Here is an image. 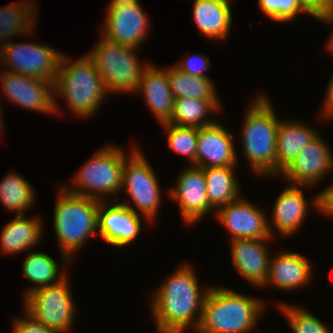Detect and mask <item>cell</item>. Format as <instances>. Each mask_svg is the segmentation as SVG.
<instances>
[{
  "mask_svg": "<svg viewBox=\"0 0 333 333\" xmlns=\"http://www.w3.org/2000/svg\"><path fill=\"white\" fill-rule=\"evenodd\" d=\"M167 276L150 298L149 310L157 333L196 331L210 286L201 288L197 273L186 263L177 265Z\"/></svg>",
  "mask_w": 333,
  "mask_h": 333,
  "instance_id": "obj_1",
  "label": "cell"
},
{
  "mask_svg": "<svg viewBox=\"0 0 333 333\" xmlns=\"http://www.w3.org/2000/svg\"><path fill=\"white\" fill-rule=\"evenodd\" d=\"M109 94L94 61L87 54L71 60L68 54L63 53L54 82L56 114L60 115L62 109L56 99L59 97L65 100L67 110L70 109L73 116L89 119L97 114Z\"/></svg>",
  "mask_w": 333,
  "mask_h": 333,
  "instance_id": "obj_2",
  "label": "cell"
},
{
  "mask_svg": "<svg viewBox=\"0 0 333 333\" xmlns=\"http://www.w3.org/2000/svg\"><path fill=\"white\" fill-rule=\"evenodd\" d=\"M266 309V301L256 296L212 285L195 333H252Z\"/></svg>",
  "mask_w": 333,
  "mask_h": 333,
  "instance_id": "obj_3",
  "label": "cell"
},
{
  "mask_svg": "<svg viewBox=\"0 0 333 333\" xmlns=\"http://www.w3.org/2000/svg\"><path fill=\"white\" fill-rule=\"evenodd\" d=\"M251 99L241 126V149L252 173L261 177H275L276 140L280 119L264 92L255 94Z\"/></svg>",
  "mask_w": 333,
  "mask_h": 333,
  "instance_id": "obj_4",
  "label": "cell"
},
{
  "mask_svg": "<svg viewBox=\"0 0 333 333\" xmlns=\"http://www.w3.org/2000/svg\"><path fill=\"white\" fill-rule=\"evenodd\" d=\"M57 191L53 229L60 253L72 261L89 238L98 236L101 200L69 193L61 185Z\"/></svg>",
  "mask_w": 333,
  "mask_h": 333,
  "instance_id": "obj_5",
  "label": "cell"
},
{
  "mask_svg": "<svg viewBox=\"0 0 333 333\" xmlns=\"http://www.w3.org/2000/svg\"><path fill=\"white\" fill-rule=\"evenodd\" d=\"M111 143L99 147L73 175L70 183L61 186L75 195L101 201L116 199L119 201L117 194L121 192L123 165L137 145L132 146L127 154V150L125 151L122 146Z\"/></svg>",
  "mask_w": 333,
  "mask_h": 333,
  "instance_id": "obj_6",
  "label": "cell"
},
{
  "mask_svg": "<svg viewBox=\"0 0 333 333\" xmlns=\"http://www.w3.org/2000/svg\"><path fill=\"white\" fill-rule=\"evenodd\" d=\"M138 51L108 40L101 34L97 44L87 53L110 95L137 92L142 73L150 64L149 60L144 63L139 59Z\"/></svg>",
  "mask_w": 333,
  "mask_h": 333,
  "instance_id": "obj_7",
  "label": "cell"
},
{
  "mask_svg": "<svg viewBox=\"0 0 333 333\" xmlns=\"http://www.w3.org/2000/svg\"><path fill=\"white\" fill-rule=\"evenodd\" d=\"M69 278L68 275L61 282L38 288L22 298L24 311L55 333H71L75 326L78 310Z\"/></svg>",
  "mask_w": 333,
  "mask_h": 333,
  "instance_id": "obj_8",
  "label": "cell"
},
{
  "mask_svg": "<svg viewBox=\"0 0 333 333\" xmlns=\"http://www.w3.org/2000/svg\"><path fill=\"white\" fill-rule=\"evenodd\" d=\"M148 159L136 148L126 159L122 170V187L132 204L120 202L132 211L145 216L151 223L157 219L162 201L159 180ZM139 212V213H138Z\"/></svg>",
  "mask_w": 333,
  "mask_h": 333,
  "instance_id": "obj_9",
  "label": "cell"
},
{
  "mask_svg": "<svg viewBox=\"0 0 333 333\" xmlns=\"http://www.w3.org/2000/svg\"><path fill=\"white\" fill-rule=\"evenodd\" d=\"M100 34L108 40L140 50L151 24L140 0H110Z\"/></svg>",
  "mask_w": 333,
  "mask_h": 333,
  "instance_id": "obj_10",
  "label": "cell"
},
{
  "mask_svg": "<svg viewBox=\"0 0 333 333\" xmlns=\"http://www.w3.org/2000/svg\"><path fill=\"white\" fill-rule=\"evenodd\" d=\"M63 51L35 42L10 41L0 48L4 70L55 82Z\"/></svg>",
  "mask_w": 333,
  "mask_h": 333,
  "instance_id": "obj_11",
  "label": "cell"
},
{
  "mask_svg": "<svg viewBox=\"0 0 333 333\" xmlns=\"http://www.w3.org/2000/svg\"><path fill=\"white\" fill-rule=\"evenodd\" d=\"M187 166L178 174L176 184L170 186L166 194L170 200L178 203L184 225L192 227L214 209L208 202L203 168Z\"/></svg>",
  "mask_w": 333,
  "mask_h": 333,
  "instance_id": "obj_12",
  "label": "cell"
},
{
  "mask_svg": "<svg viewBox=\"0 0 333 333\" xmlns=\"http://www.w3.org/2000/svg\"><path fill=\"white\" fill-rule=\"evenodd\" d=\"M2 71L0 82L3 98L31 112L56 115L52 81Z\"/></svg>",
  "mask_w": 333,
  "mask_h": 333,
  "instance_id": "obj_13",
  "label": "cell"
},
{
  "mask_svg": "<svg viewBox=\"0 0 333 333\" xmlns=\"http://www.w3.org/2000/svg\"><path fill=\"white\" fill-rule=\"evenodd\" d=\"M332 171L333 151L319 133L279 176L287 183L312 188Z\"/></svg>",
  "mask_w": 333,
  "mask_h": 333,
  "instance_id": "obj_14",
  "label": "cell"
},
{
  "mask_svg": "<svg viewBox=\"0 0 333 333\" xmlns=\"http://www.w3.org/2000/svg\"><path fill=\"white\" fill-rule=\"evenodd\" d=\"M117 200L100 201L98 208V236L114 247H125L140 236L143 220L151 222L135 213ZM142 221V222H141ZM142 223V224H141Z\"/></svg>",
  "mask_w": 333,
  "mask_h": 333,
  "instance_id": "obj_15",
  "label": "cell"
},
{
  "mask_svg": "<svg viewBox=\"0 0 333 333\" xmlns=\"http://www.w3.org/2000/svg\"><path fill=\"white\" fill-rule=\"evenodd\" d=\"M240 197L218 208L216 219L226 228L228 238L273 239L268 228V216L250 200ZM250 201V202H249Z\"/></svg>",
  "mask_w": 333,
  "mask_h": 333,
  "instance_id": "obj_16",
  "label": "cell"
},
{
  "mask_svg": "<svg viewBox=\"0 0 333 333\" xmlns=\"http://www.w3.org/2000/svg\"><path fill=\"white\" fill-rule=\"evenodd\" d=\"M308 186L294 185L287 186L276 197L272 216L268 220V228L272 238H275L274 231L282 237H292L299 228L303 227L307 215H309L310 203H308L304 190ZM304 222V223H303Z\"/></svg>",
  "mask_w": 333,
  "mask_h": 333,
  "instance_id": "obj_17",
  "label": "cell"
},
{
  "mask_svg": "<svg viewBox=\"0 0 333 333\" xmlns=\"http://www.w3.org/2000/svg\"><path fill=\"white\" fill-rule=\"evenodd\" d=\"M220 121L198 128L196 167L238 166L235 140Z\"/></svg>",
  "mask_w": 333,
  "mask_h": 333,
  "instance_id": "obj_18",
  "label": "cell"
},
{
  "mask_svg": "<svg viewBox=\"0 0 333 333\" xmlns=\"http://www.w3.org/2000/svg\"><path fill=\"white\" fill-rule=\"evenodd\" d=\"M272 240L244 238L229 242L232 266L250 285L263 288L268 278L272 255L268 243Z\"/></svg>",
  "mask_w": 333,
  "mask_h": 333,
  "instance_id": "obj_19",
  "label": "cell"
},
{
  "mask_svg": "<svg viewBox=\"0 0 333 333\" xmlns=\"http://www.w3.org/2000/svg\"><path fill=\"white\" fill-rule=\"evenodd\" d=\"M315 264L304 254L284 251L273 254L270 259L268 278L263 287H274L281 291H295L311 284Z\"/></svg>",
  "mask_w": 333,
  "mask_h": 333,
  "instance_id": "obj_20",
  "label": "cell"
},
{
  "mask_svg": "<svg viewBox=\"0 0 333 333\" xmlns=\"http://www.w3.org/2000/svg\"><path fill=\"white\" fill-rule=\"evenodd\" d=\"M135 94L142 95L150 112L158 123H168L174 110V97L170 88L166 68H158L154 63L144 69L138 90Z\"/></svg>",
  "mask_w": 333,
  "mask_h": 333,
  "instance_id": "obj_21",
  "label": "cell"
},
{
  "mask_svg": "<svg viewBox=\"0 0 333 333\" xmlns=\"http://www.w3.org/2000/svg\"><path fill=\"white\" fill-rule=\"evenodd\" d=\"M234 0H193V18L197 29L211 41L228 39L233 22Z\"/></svg>",
  "mask_w": 333,
  "mask_h": 333,
  "instance_id": "obj_22",
  "label": "cell"
},
{
  "mask_svg": "<svg viewBox=\"0 0 333 333\" xmlns=\"http://www.w3.org/2000/svg\"><path fill=\"white\" fill-rule=\"evenodd\" d=\"M40 216L27 217L26 214L15 215L0 231V251L4 255H18L21 252L32 251L39 245L44 234Z\"/></svg>",
  "mask_w": 333,
  "mask_h": 333,
  "instance_id": "obj_23",
  "label": "cell"
},
{
  "mask_svg": "<svg viewBox=\"0 0 333 333\" xmlns=\"http://www.w3.org/2000/svg\"><path fill=\"white\" fill-rule=\"evenodd\" d=\"M319 133L308 123L294 119H280L276 140V177Z\"/></svg>",
  "mask_w": 333,
  "mask_h": 333,
  "instance_id": "obj_24",
  "label": "cell"
},
{
  "mask_svg": "<svg viewBox=\"0 0 333 333\" xmlns=\"http://www.w3.org/2000/svg\"><path fill=\"white\" fill-rule=\"evenodd\" d=\"M59 254L61 260L56 261L47 253L34 250L30 254L28 253L22 264V274L33 284L28 289L26 287L23 297L38 288L57 284L69 275L67 266L69 267L72 261L64 254ZM57 262H61V264Z\"/></svg>",
  "mask_w": 333,
  "mask_h": 333,
  "instance_id": "obj_25",
  "label": "cell"
},
{
  "mask_svg": "<svg viewBox=\"0 0 333 333\" xmlns=\"http://www.w3.org/2000/svg\"><path fill=\"white\" fill-rule=\"evenodd\" d=\"M36 4L33 0H21L0 7V48L13 40L14 36L32 35L39 12Z\"/></svg>",
  "mask_w": 333,
  "mask_h": 333,
  "instance_id": "obj_26",
  "label": "cell"
},
{
  "mask_svg": "<svg viewBox=\"0 0 333 333\" xmlns=\"http://www.w3.org/2000/svg\"><path fill=\"white\" fill-rule=\"evenodd\" d=\"M236 167L203 168L208 202L214 211L243 196L240 194L242 187L235 173Z\"/></svg>",
  "mask_w": 333,
  "mask_h": 333,
  "instance_id": "obj_27",
  "label": "cell"
},
{
  "mask_svg": "<svg viewBox=\"0 0 333 333\" xmlns=\"http://www.w3.org/2000/svg\"><path fill=\"white\" fill-rule=\"evenodd\" d=\"M220 100H201L196 98H178L174 100V110L168 123L182 127H205L214 124L217 119L211 117L222 111Z\"/></svg>",
  "mask_w": 333,
  "mask_h": 333,
  "instance_id": "obj_28",
  "label": "cell"
},
{
  "mask_svg": "<svg viewBox=\"0 0 333 333\" xmlns=\"http://www.w3.org/2000/svg\"><path fill=\"white\" fill-rule=\"evenodd\" d=\"M35 194L31 183L15 171H9L0 181V202L6 210L17 215L33 209L37 198Z\"/></svg>",
  "mask_w": 333,
  "mask_h": 333,
  "instance_id": "obj_29",
  "label": "cell"
},
{
  "mask_svg": "<svg viewBox=\"0 0 333 333\" xmlns=\"http://www.w3.org/2000/svg\"><path fill=\"white\" fill-rule=\"evenodd\" d=\"M165 68L174 99L220 100L211 78L192 76L180 71L174 65L165 66Z\"/></svg>",
  "mask_w": 333,
  "mask_h": 333,
  "instance_id": "obj_30",
  "label": "cell"
},
{
  "mask_svg": "<svg viewBox=\"0 0 333 333\" xmlns=\"http://www.w3.org/2000/svg\"><path fill=\"white\" fill-rule=\"evenodd\" d=\"M278 310L285 317V321L288 322L293 333H332L331 328L326 325L327 323L316 315L314 316L303 306L283 301L278 304Z\"/></svg>",
  "mask_w": 333,
  "mask_h": 333,
  "instance_id": "obj_31",
  "label": "cell"
},
{
  "mask_svg": "<svg viewBox=\"0 0 333 333\" xmlns=\"http://www.w3.org/2000/svg\"><path fill=\"white\" fill-rule=\"evenodd\" d=\"M160 126H163L162 129L167 135L168 148L186 157L189 165L196 166L198 128L175 126L170 123Z\"/></svg>",
  "mask_w": 333,
  "mask_h": 333,
  "instance_id": "obj_32",
  "label": "cell"
},
{
  "mask_svg": "<svg viewBox=\"0 0 333 333\" xmlns=\"http://www.w3.org/2000/svg\"><path fill=\"white\" fill-rule=\"evenodd\" d=\"M260 11L273 22H292L298 14L313 17L299 0H258Z\"/></svg>",
  "mask_w": 333,
  "mask_h": 333,
  "instance_id": "obj_33",
  "label": "cell"
},
{
  "mask_svg": "<svg viewBox=\"0 0 333 333\" xmlns=\"http://www.w3.org/2000/svg\"><path fill=\"white\" fill-rule=\"evenodd\" d=\"M174 66L192 76L210 78L207 71L211 67V60L203 53H192L180 62L174 63Z\"/></svg>",
  "mask_w": 333,
  "mask_h": 333,
  "instance_id": "obj_34",
  "label": "cell"
},
{
  "mask_svg": "<svg viewBox=\"0 0 333 333\" xmlns=\"http://www.w3.org/2000/svg\"><path fill=\"white\" fill-rule=\"evenodd\" d=\"M23 313L22 317H16L11 321L13 333H55L51 328L35 320L25 311Z\"/></svg>",
  "mask_w": 333,
  "mask_h": 333,
  "instance_id": "obj_35",
  "label": "cell"
},
{
  "mask_svg": "<svg viewBox=\"0 0 333 333\" xmlns=\"http://www.w3.org/2000/svg\"><path fill=\"white\" fill-rule=\"evenodd\" d=\"M328 187L324 188L319 193H315L312 196V205L315 209L321 212L322 215L332 217L333 219V180L332 183L327 185Z\"/></svg>",
  "mask_w": 333,
  "mask_h": 333,
  "instance_id": "obj_36",
  "label": "cell"
},
{
  "mask_svg": "<svg viewBox=\"0 0 333 333\" xmlns=\"http://www.w3.org/2000/svg\"><path fill=\"white\" fill-rule=\"evenodd\" d=\"M302 6L316 18L333 12V0H299Z\"/></svg>",
  "mask_w": 333,
  "mask_h": 333,
  "instance_id": "obj_37",
  "label": "cell"
},
{
  "mask_svg": "<svg viewBox=\"0 0 333 333\" xmlns=\"http://www.w3.org/2000/svg\"><path fill=\"white\" fill-rule=\"evenodd\" d=\"M326 92L324 93L323 106L320 109L319 118L323 121L333 120V75L331 76L329 83H327ZM321 116V117H320Z\"/></svg>",
  "mask_w": 333,
  "mask_h": 333,
  "instance_id": "obj_38",
  "label": "cell"
},
{
  "mask_svg": "<svg viewBox=\"0 0 333 333\" xmlns=\"http://www.w3.org/2000/svg\"><path fill=\"white\" fill-rule=\"evenodd\" d=\"M316 20H319L321 21L322 23H328V24H331L333 25V12L331 13H327V14H324V15H321V16H318L316 18H314ZM328 40L325 42V49L329 52H331L332 56H333V28H332V31L330 33V35L328 36Z\"/></svg>",
  "mask_w": 333,
  "mask_h": 333,
  "instance_id": "obj_39",
  "label": "cell"
},
{
  "mask_svg": "<svg viewBox=\"0 0 333 333\" xmlns=\"http://www.w3.org/2000/svg\"><path fill=\"white\" fill-rule=\"evenodd\" d=\"M0 104H1V101H0ZM1 106H0V135H3V130H4V121L2 120L3 119V116H2V110H1Z\"/></svg>",
  "mask_w": 333,
  "mask_h": 333,
  "instance_id": "obj_40",
  "label": "cell"
}]
</instances>
